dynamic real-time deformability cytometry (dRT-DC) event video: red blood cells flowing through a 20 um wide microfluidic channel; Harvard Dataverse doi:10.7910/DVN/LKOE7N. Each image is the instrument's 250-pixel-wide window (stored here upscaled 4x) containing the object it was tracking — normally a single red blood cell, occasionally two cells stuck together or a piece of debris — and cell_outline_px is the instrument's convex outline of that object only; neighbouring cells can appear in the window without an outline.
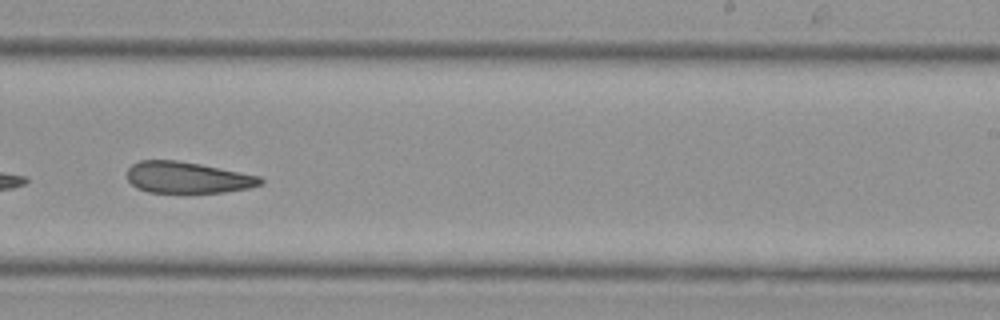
{"species": "Egyptian fruit bat (a non-hibernating species)", "species_latin": "Rousettus aegyptiacus", "temperature_condition": "cold", "stored_images_in_passage": 33, "camera_frame_rate_fps": 3000, "um_per_image_px": 0.085, "animal": {"sex": "female"}, "frame": {"image": 1, "passage_image": 19, "time_ms": 6.0, "image_size_px": [1000, 320], "cell_outline_px": [[264, 184], [248, 188], [224, 192], [148, 192], [136, 188], [128, 180], [128, 168], [132, 164], [140, 160], [176, 160], [200, 164], [260, 176], [264, 180]], "centroid_in_image_um": [15.94, 15.09], "position_along_channel_um": 273.1, "area_um2": 24.28}}
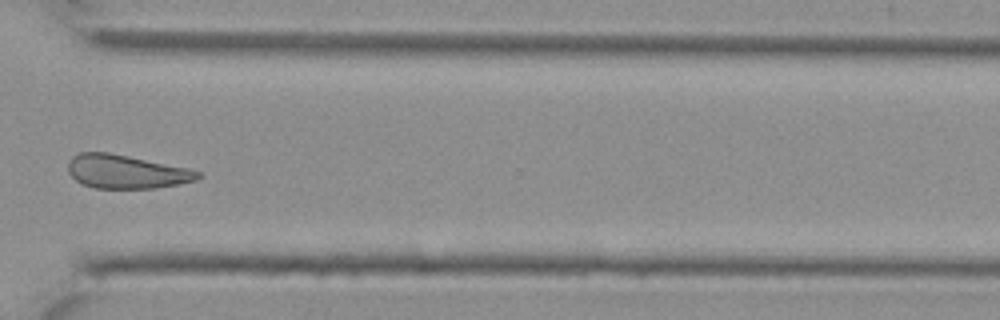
{"frame": {"image": 2, "passage_image": 24, "time_ms": 7.667, "image_size_px": [1000, 320], "cell_outline_px": [[204, 176], [196, 180], [156, 188], [96, 188], [84, 184], [76, 180], [68, 172], [68, 160], [72, 156], [80, 152], [108, 152], [192, 168], [200, 172]], "centroid_in_image_um": [10.76, 14.58], "position_along_channel_um": 359.8, "area_um2": 25.61}}